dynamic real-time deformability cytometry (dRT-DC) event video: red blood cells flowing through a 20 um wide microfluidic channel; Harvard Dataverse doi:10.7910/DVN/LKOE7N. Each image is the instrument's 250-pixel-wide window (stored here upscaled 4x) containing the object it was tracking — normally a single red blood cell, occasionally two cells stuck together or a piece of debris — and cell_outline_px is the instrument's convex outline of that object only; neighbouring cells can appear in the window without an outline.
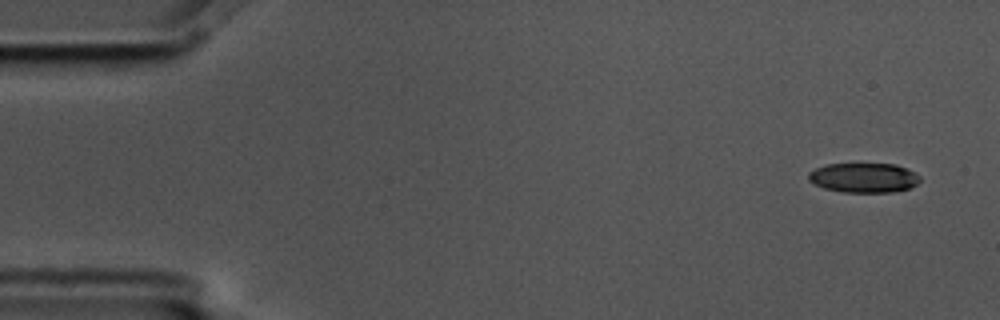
{"species": "common noctule bat (a hibernating species)", "species_latin": "Nyctalus noctula", "temperature_condition": "cold", "stored_images_in_passage": 4, "camera_frame_rate_fps": 3000, "um_per_image_px": 0.085, "animal": {"sex": "male", "body_mass_g": 17.5, "forearm_length_mm": 52.3}, "frame": {"image": 1, "passage_image": 1, "time_ms": 0.0, "image_size_px": [1000, 320], "cell_outline_px": [[920, 180], [916, 184], [908, 188], [892, 192], [844, 192], [824, 188], [808, 180], [808, 172], [824, 164], [896, 164], [920, 176]], "centroid_in_image_um": [73.38, 15.1], "position_along_channel_um": 11.6, "area_um2": 19.07}}
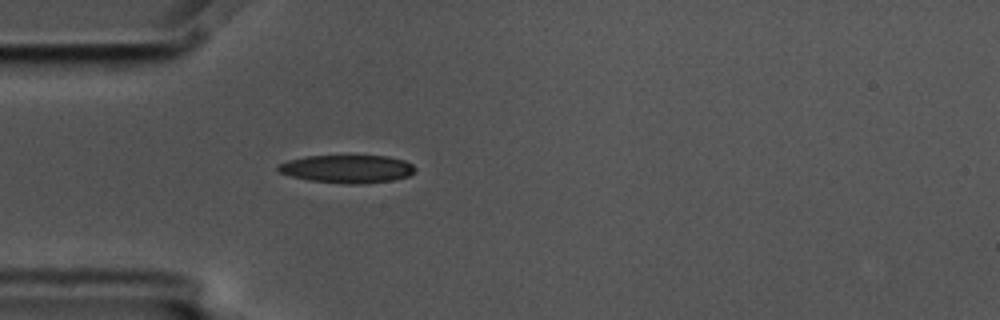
{"frame": {"image": 2, "passage_image": 4, "time_ms": 1.0, "image_size_px": [1000, 320], "cell_outline_px": [[416, 168], [408, 176], [392, 180], [360, 184], [348, 184], [308, 180], [292, 176], [280, 172], [276, 168], [280, 164], [288, 160], [304, 156], [388, 156], [404, 160], [412, 164]], "centroid_in_image_um": [29.51, 14.35], "position_along_channel_um": 55.5, "area_um2": 22.2}}